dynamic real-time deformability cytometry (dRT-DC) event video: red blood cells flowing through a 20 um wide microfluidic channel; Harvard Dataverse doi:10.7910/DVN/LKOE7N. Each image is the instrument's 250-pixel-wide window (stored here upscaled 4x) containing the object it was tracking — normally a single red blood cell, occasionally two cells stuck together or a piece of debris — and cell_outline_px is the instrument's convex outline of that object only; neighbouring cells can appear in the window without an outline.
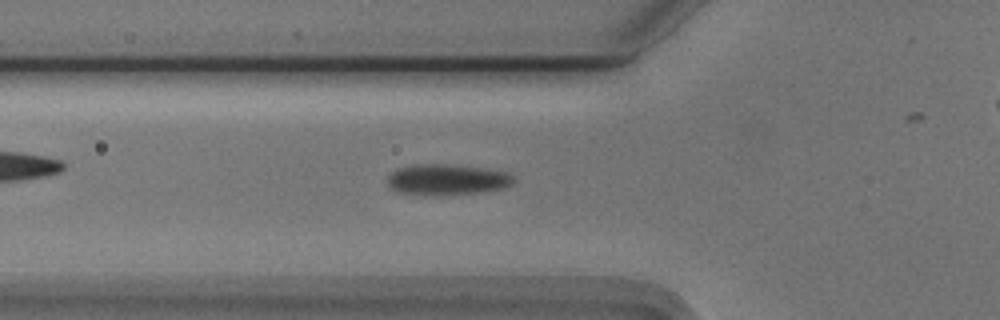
{"species": "Egyptian fruit bat (a non-hibernating species)", "species_latin": "Rousettus aegyptiacus", "temperature_condition": "cold", "stored_images_in_passage": 43, "camera_frame_rate_fps": 3000, "um_per_image_px": 0.085, "animal": {"sex": "male"}, "frame": {"image": 1, "passage_image": 18, "time_ms": 5.667, "image_size_px": [1000, 320], "cell_outline_px": [[516, 180], [508, 188], [484, 192], [444, 196], [432, 196], [396, 192], [388, 184], [388, 176], [392, 172], [400, 168], [412, 164], [448, 164], [484, 168], [508, 172], [516, 176]], "centroid_in_image_um": [38.07, 15.28], "position_along_channel_um": 87.7, "area_um2": 23.35}}
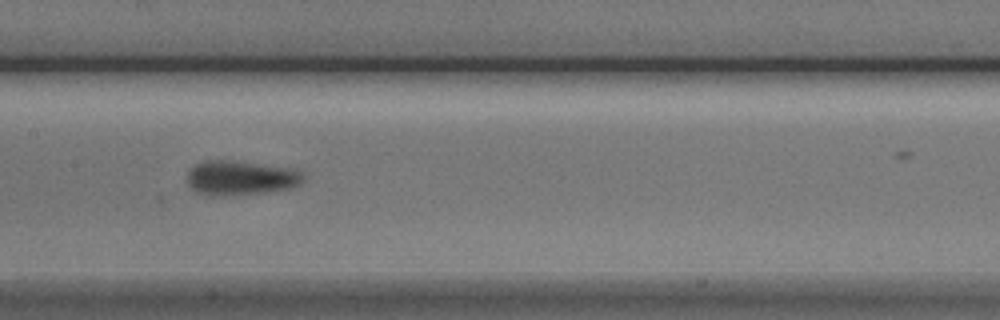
{"frame": {"image": 2, "passage_image": 26, "time_ms": 8.333, "image_size_px": [1000, 320], "cell_outline_px": [[304, 180], [300, 184], [292, 188], [268, 192], [224, 196], [208, 196], [196, 192], [188, 184], [188, 172], [196, 164], [204, 160], [232, 160], [288, 168], [304, 172]], "centroid_in_image_um": [20.46, 15.13], "position_along_channel_um": 186.9, "area_um2": 23.52}}
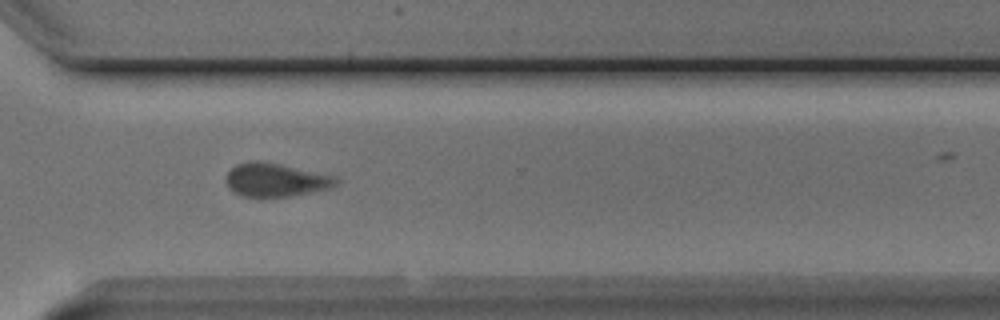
{"frame": {"image": 3, "passage_image": 39, "time_ms": 12.667, "image_size_px": [1000, 320], "cell_outline_px": [[340, 180], [332, 188], [292, 196], [244, 196], [232, 192], [224, 180], [228, 172], [236, 164], [248, 160], [256, 160], [280, 164], [336, 176]], "centroid_in_image_um": [23.43, 15.28], "position_along_channel_um": 347.2, "area_um2": 21.56}}